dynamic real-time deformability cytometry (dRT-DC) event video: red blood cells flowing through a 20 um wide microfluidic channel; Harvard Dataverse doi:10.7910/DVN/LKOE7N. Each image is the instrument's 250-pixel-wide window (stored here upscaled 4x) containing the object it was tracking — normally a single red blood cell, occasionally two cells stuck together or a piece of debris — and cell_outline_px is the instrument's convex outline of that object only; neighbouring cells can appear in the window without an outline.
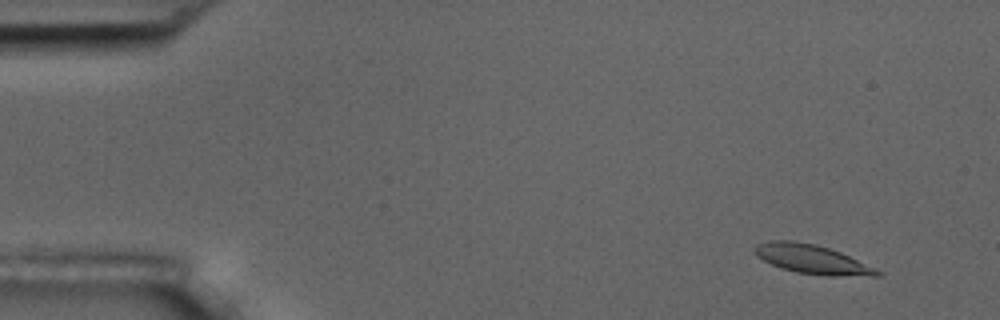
{"species": "common noctule bat (a hibernating species)", "species_latin": "Nyctalus noctula", "temperature_condition": "room temperature", "stored_images_in_passage": 9, "camera_frame_rate_fps": 3000, "um_per_image_px": 0.085, "animal": {"sex": "male", "body_mass_g": 17.5, "forearm_length_mm": 52.3}, "frame": {"image": 1, "passage_image": 1, "time_ms": 0.0, "image_size_px": [1000, 320], "cell_outline_px": [[884, 272], [880, 276], [824, 276], [796, 272], [780, 268], [756, 256], [752, 252], [752, 248], [756, 244], [772, 240], [792, 240], [816, 244], [840, 252], [876, 268]], "centroid_in_image_um": [69.01, 22.04], "position_along_channel_um": 16.0, "area_um2": 21.04}}
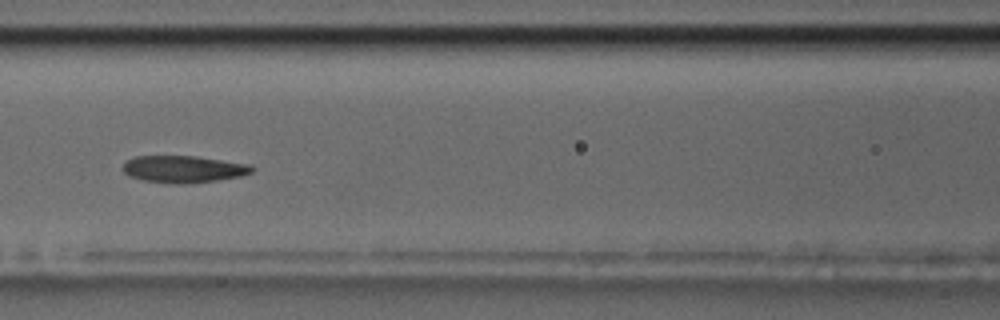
{"frame": {"image": 2, "passage_image": 7, "time_ms": 6.667, "image_size_px": [1000, 320], "cell_outline_px": [[256, 168], [252, 172], [240, 176], [216, 180], [184, 184], [168, 184], [144, 180], [132, 176], [124, 172], [124, 164], [128, 160], [136, 156], [196, 156], [252, 164]], "centroid_in_image_um": [15.66, 14.37], "position_along_channel_um": 150.9, "area_um2": 20.29}}
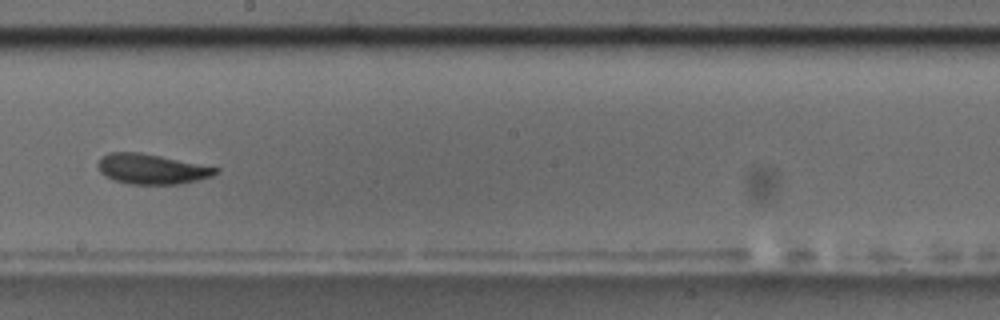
{"frame": {"image": 3, "passage_image": 9, "time_ms": 9.0, "image_size_px": [1000, 320], "cell_outline_px": [[220, 172], [212, 176], [180, 184], [132, 184], [112, 180], [100, 172], [96, 164], [100, 156], [108, 152], [140, 152], [220, 168]], "centroid_in_image_um": [12.85, 14.36], "position_along_channel_um": 235.3, "area_um2": 20.75}}